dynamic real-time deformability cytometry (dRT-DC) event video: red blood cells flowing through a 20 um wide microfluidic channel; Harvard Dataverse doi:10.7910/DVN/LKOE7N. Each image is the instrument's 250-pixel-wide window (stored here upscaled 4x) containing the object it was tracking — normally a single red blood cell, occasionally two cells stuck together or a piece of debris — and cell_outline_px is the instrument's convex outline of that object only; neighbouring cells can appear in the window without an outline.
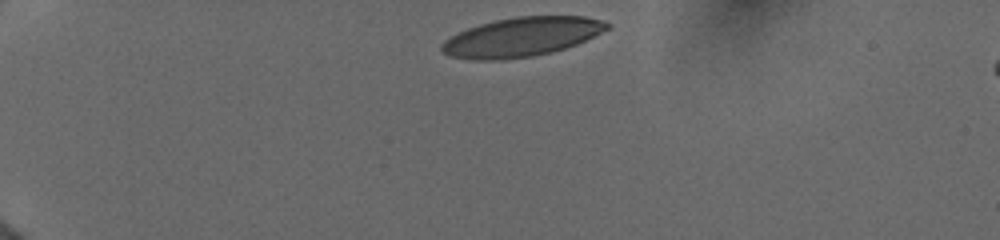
{"species": "human", "species_latin": "Homo sapiens", "temperature_condition": "cold", "stored_images_in_passage": 18, "camera_frame_rate_fps": 3000, "um_per_image_px": 0.085, "donor": {"sex": "female"}, "frame": {"image": 1, "passage_image": 1, "time_ms": 0.0, "image_size_px": [1000, 240], "cell_outline_px": [[612, 24], [608, 28], [576, 44], [552, 52], [532, 56], [500, 60], [472, 60], [452, 56], [440, 52], [440, 44], [444, 40], [468, 28], [480, 24], [496, 20], [516, 16], [584, 16], [604, 20]], "centroid_in_image_um": [44.31, 3.14], "position_along_channel_um": 40.7, "area_um2": 37.57}}
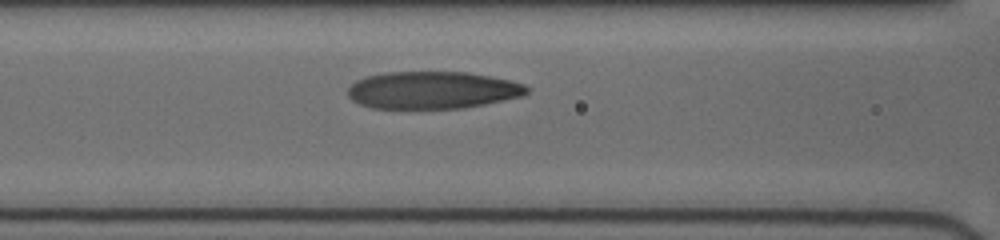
{"frame": {"image": 2, "passage_image": 9, "time_ms": 4.0, "image_size_px": [1000, 240], "cell_outline_px": [[528, 92], [524, 96], [464, 108], [372, 108], [360, 104], [352, 100], [348, 96], [348, 88], [356, 80], [364, 76], [384, 72], [468, 72], [508, 80], [524, 84], [528, 88]], "centroid_in_image_um": [36.74, 7.66], "position_along_channel_um": 129.9, "area_um2": 38.96}}
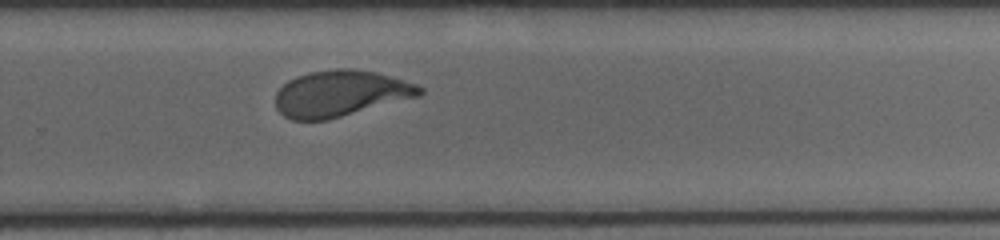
{"frame": {"image": 3, "passage_image": 18, "time_ms": 8.333, "image_size_px": [1000, 240], "cell_outline_px": [[424, 92], [420, 96], [328, 120], [292, 120], [284, 116], [276, 108], [276, 92], [288, 80], [296, 76], [308, 72], [336, 68], [356, 68], [376, 72], [416, 84], [424, 88]], "centroid_in_image_um": [28.94, 7.94], "position_along_channel_um": 300.9, "area_um2": 39.02}}